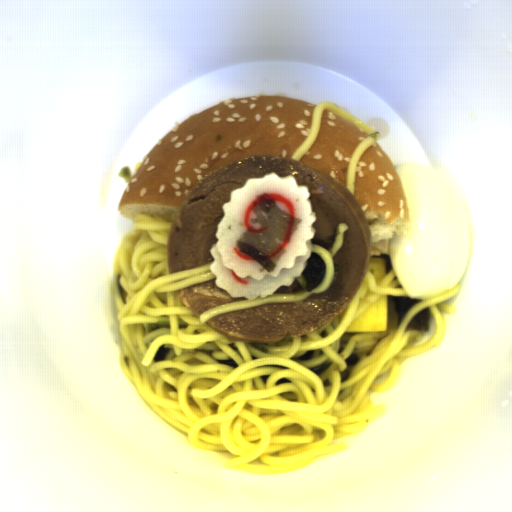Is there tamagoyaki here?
Masks as SVG:
<instances>
[{
    "label": "tamagoyaki",
    "instance_id": "obj_1",
    "mask_svg": "<svg viewBox=\"0 0 512 512\" xmlns=\"http://www.w3.org/2000/svg\"><path fill=\"white\" fill-rule=\"evenodd\" d=\"M389 328V296L382 295L345 332H386ZM344 332V333H345Z\"/></svg>",
    "mask_w": 512,
    "mask_h": 512
},
{
    "label": "tamagoyaki",
    "instance_id": "obj_2",
    "mask_svg": "<svg viewBox=\"0 0 512 512\" xmlns=\"http://www.w3.org/2000/svg\"><path fill=\"white\" fill-rule=\"evenodd\" d=\"M366 273L375 275V282H379L387 275L386 260L382 257L370 256L369 267Z\"/></svg>",
    "mask_w": 512,
    "mask_h": 512
}]
</instances>
